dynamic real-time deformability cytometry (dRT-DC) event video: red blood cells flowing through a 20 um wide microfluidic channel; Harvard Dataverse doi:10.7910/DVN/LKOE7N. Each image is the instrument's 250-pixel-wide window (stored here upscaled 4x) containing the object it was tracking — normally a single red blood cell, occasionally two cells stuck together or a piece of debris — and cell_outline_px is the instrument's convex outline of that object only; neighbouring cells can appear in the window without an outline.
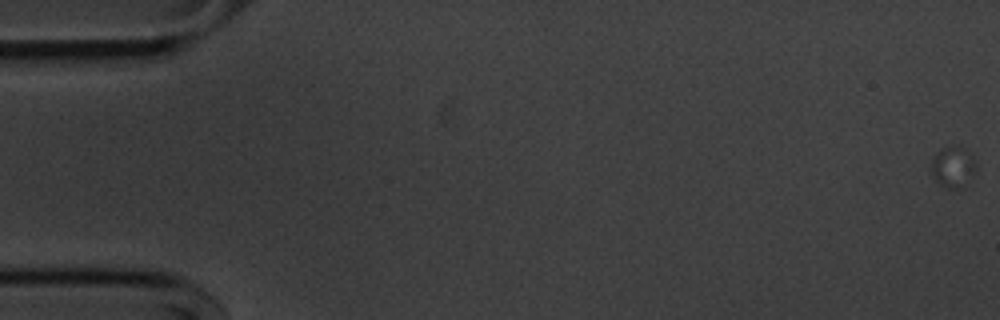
{"species": "common noctule bat (a hibernating species)", "species_latin": "Nyctalus noctula", "temperature_condition": "cold", "stored_images_in_passage": 2, "camera_frame_rate_fps": 3000, "um_per_image_px": 0.085, "animal": {"sex": "male", "body_mass_g": 20.1, "forearm_length_mm": 53.5}, "frame": {"image": 1, "passage_image": 1, "time_ms": 0.0, "image_size_px": [1000, 320], "cell_outline_px": [[976, 168], [956, 188], [944, 188], [932, 176], [932, 160], [936, 152], [940, 148], [952, 144], [964, 148], [976, 160]], "centroid_in_image_um": [80.95, 14.1], "position_along_channel_um": 4.1, "area_um2": 10.29}}